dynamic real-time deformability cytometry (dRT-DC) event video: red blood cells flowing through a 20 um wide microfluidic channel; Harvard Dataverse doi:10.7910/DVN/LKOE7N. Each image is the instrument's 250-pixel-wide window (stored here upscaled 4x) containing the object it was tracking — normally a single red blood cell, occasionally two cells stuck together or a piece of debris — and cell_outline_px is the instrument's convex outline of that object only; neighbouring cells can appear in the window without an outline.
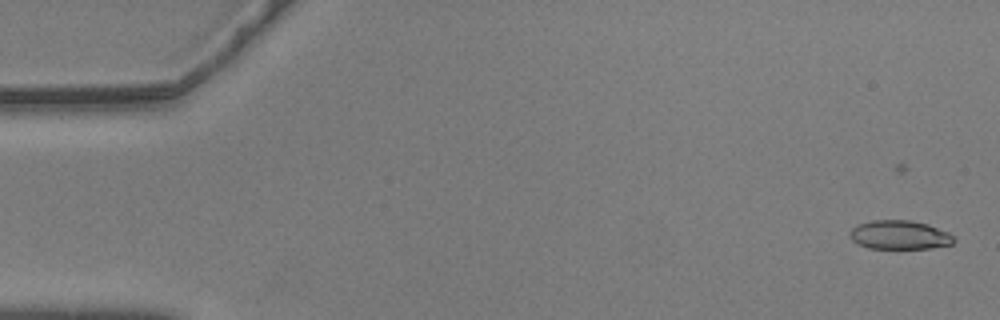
{"species": "common noctule bat (a hibernating species)", "species_latin": "Nyctalus noctula", "temperature_condition": "warm", "stored_images_in_passage": 20, "camera_frame_rate_fps": 3000, "um_per_image_px": 0.085, "animal": {"sex": "male", "body_mass_g": 20.5, "forearm_length_mm": 52.5}, "frame": {"image": 1, "passage_image": 5, "time_ms": 1.333, "image_size_px": [1000, 320], "cell_outline_px": [[956, 240], [952, 244], [932, 248], [868, 248], [852, 240], [848, 236], [848, 232], [856, 224], [872, 220], [908, 220], [928, 224], [948, 232]], "centroid_in_image_um": [76.43, 19.96], "position_along_channel_um": 8.6, "area_um2": 17.57}}
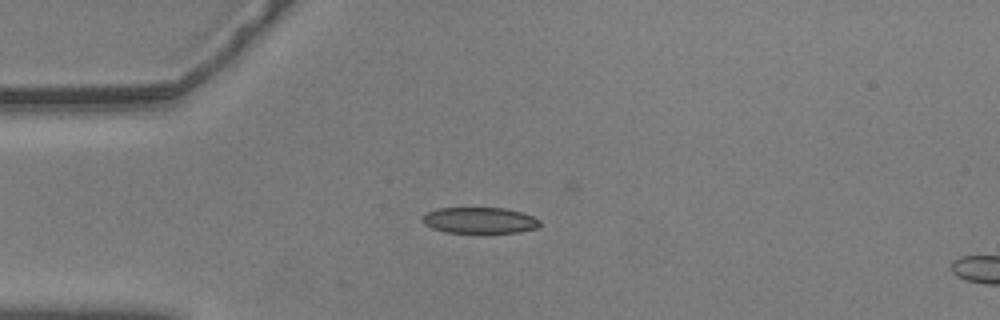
{"frame": {"image": 2, "passage_image": 18, "time_ms": 5.667, "image_size_px": [1000, 320], "cell_outline_px": [[540, 228], [520, 232], [444, 232], [432, 228], [424, 224], [420, 220], [428, 212], [436, 208], [504, 208], [520, 212], [532, 216], [540, 220]], "centroid_in_image_um": [40.77, 18.73], "position_along_channel_um": 44.2, "area_um2": 17.8}}